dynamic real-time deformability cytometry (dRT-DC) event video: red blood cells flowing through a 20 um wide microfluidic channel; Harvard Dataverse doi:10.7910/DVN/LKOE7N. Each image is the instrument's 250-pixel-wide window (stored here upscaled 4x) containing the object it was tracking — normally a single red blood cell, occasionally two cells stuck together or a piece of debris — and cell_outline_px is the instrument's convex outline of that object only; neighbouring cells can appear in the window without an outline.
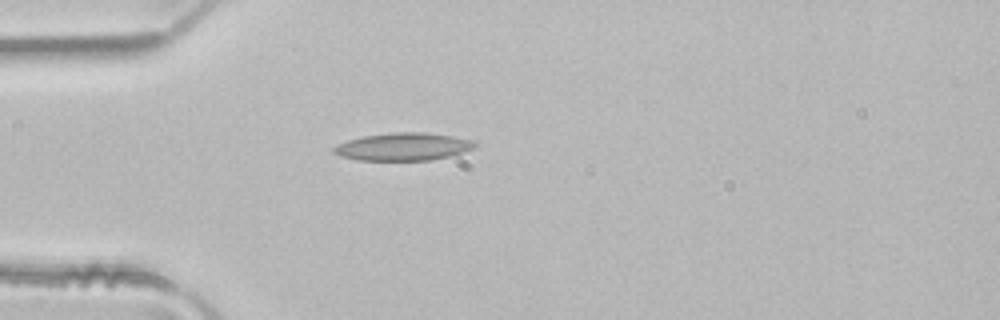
{"species": "common noctule bat (a hibernating species)", "species_latin": "Nyctalus noctula", "temperature_condition": "room temperature", "stored_images_in_passage": 1, "camera_frame_rate_fps": 3000, "um_per_image_px": 0.085, "animal": {"sex": "male", "body_mass_g": 21.5, "forearm_length_mm": 52.0}, "frame": {"image": 1, "passage_image": 1, "time_ms": 0.0, "image_size_px": [1000, 320], "cell_outline_px": [[480, 144], [476, 148], [464, 152], [432, 160], [360, 160], [340, 156], [332, 152], [332, 148], [336, 144], [348, 140], [364, 136], [392, 132], [424, 132], [452, 136], [472, 140]], "centroid_in_image_um": [34.29, 12.46], "position_along_channel_um": 50.7, "area_um2": 22.89}}